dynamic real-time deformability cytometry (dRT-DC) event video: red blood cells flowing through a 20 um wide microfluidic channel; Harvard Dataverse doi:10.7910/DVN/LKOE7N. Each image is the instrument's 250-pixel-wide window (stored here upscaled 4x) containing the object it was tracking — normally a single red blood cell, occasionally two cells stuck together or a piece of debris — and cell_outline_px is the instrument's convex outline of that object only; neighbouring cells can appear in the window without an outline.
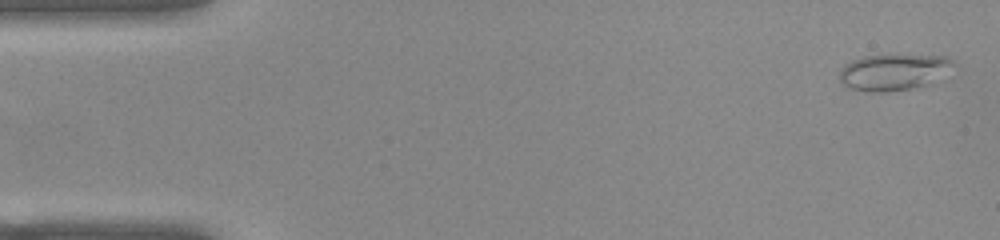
{"species": "common noctule bat (a hibernating species)", "species_latin": "Nyctalus noctula", "temperature_condition": "warm", "stored_images_in_passage": 52, "camera_frame_rate_fps": 3000, "um_per_image_px": 0.085, "animal": {"sex": "female", "body_mass_g": 22.0, "forearm_length_mm": 56.7}, "frame": {"image": 1, "passage_image": 2, "time_ms": 0.333, "image_size_px": [1000, 240], "cell_outline_px": [[956, 64], [928, 84], [912, 88], [888, 92], [868, 92], [848, 88], [840, 80], [840, 72], [844, 64], [852, 60], [864, 56], [944, 56], [952, 60]], "centroid_in_image_um": [75.89, 6.15], "position_along_channel_um": 9.1, "area_um2": 23.58}}
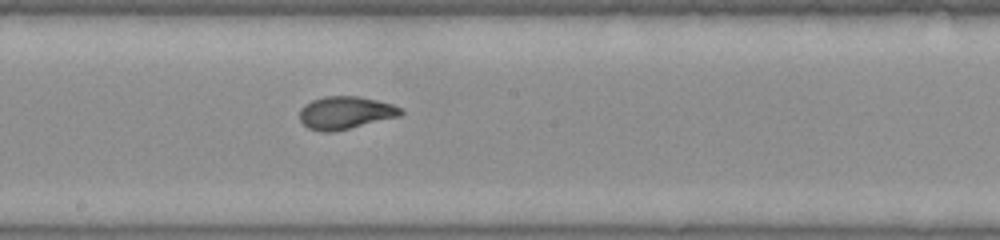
{"frame": {"image": 2, "passage_image": 28, "time_ms": 9.0, "image_size_px": [1000, 240], "cell_outline_px": [[404, 112], [400, 116], [332, 132], [324, 132], [308, 128], [300, 120], [300, 108], [304, 104], [312, 100], [324, 96], [360, 96], [392, 104], [404, 108]], "centroid_in_image_um": [29.37, 9.57], "position_along_channel_um": 218.8, "area_um2": 19.31}}
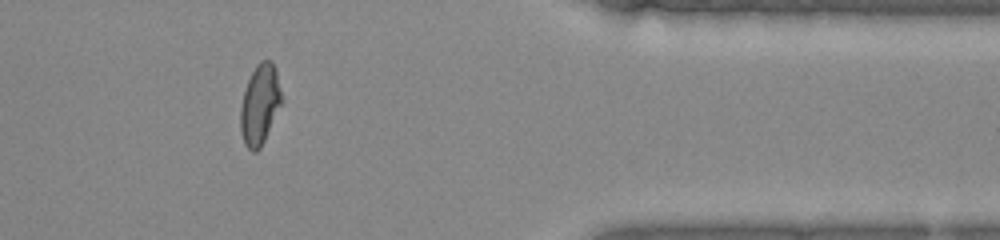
{"frame": {"image": 3, "passage_image": 43, "time_ms": 14.0, "image_size_px": [1000, 240], "cell_outline_px": [[280, 104], [264, 140], [260, 148], [256, 152], [252, 152], [244, 144], [240, 132], [240, 108], [244, 92], [248, 80], [256, 64], [260, 60], [272, 60], [276, 68], [280, 92]], "centroid_in_image_um": [22.05, 8.88], "position_along_channel_um": 389.4, "area_um2": 18.84}, "authors_computed_cell_mechanics": {"area_um2": 19.3919, "velocity_mm_per_s": 3.8934, "shape_relaxation_time_tau1_ms": 4.8507, "shape_relaxation_time_tau2_ms": 0.8451, "deformation_change_tau1": 0.1828, "deformation_change_tau2": 0.0453}}